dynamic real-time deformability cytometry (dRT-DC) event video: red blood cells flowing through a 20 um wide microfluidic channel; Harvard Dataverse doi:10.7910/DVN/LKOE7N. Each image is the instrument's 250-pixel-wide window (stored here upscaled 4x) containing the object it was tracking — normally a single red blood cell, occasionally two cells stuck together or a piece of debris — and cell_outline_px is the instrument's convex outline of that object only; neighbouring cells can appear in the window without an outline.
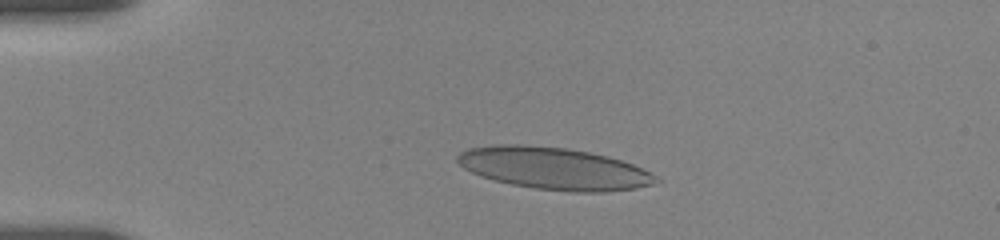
{"species": "human", "species_latin": "Homo sapiens", "temperature_condition": "room temperature", "stored_images_in_passage": 22, "camera_frame_rate_fps": 3000, "um_per_image_px": 0.085, "donor": {"sex": "female"}, "frame": {"image": 1, "passage_image": 6, "time_ms": 3.333, "image_size_px": [1000, 240], "cell_outline_px": [[664, 180], [652, 184], [636, 188], [604, 192], [572, 192], [536, 188], [512, 184], [480, 176], [464, 168], [456, 160], [456, 156], [460, 152], [468, 148], [492, 144], [528, 144], [568, 148], [608, 156], [632, 164]], "centroid_in_image_um": [47.07, 14.3], "position_along_channel_um": 37.9, "area_um2": 48.73}}
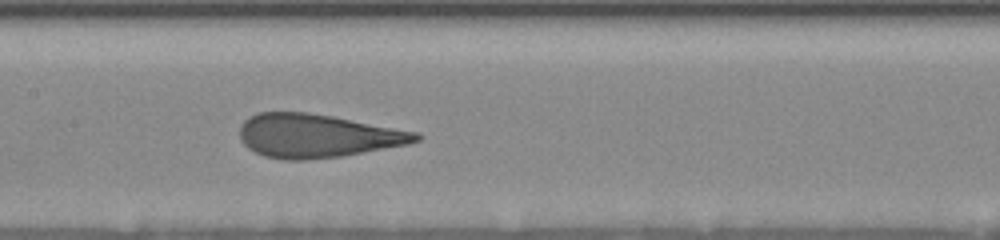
{"frame": {"image": 2, "passage_image": 16, "time_ms": 8.333, "image_size_px": [1000, 240], "cell_outline_px": [[424, 136], [420, 140], [408, 144], [340, 156], [308, 160], [284, 160], [264, 156], [248, 148], [240, 140], [240, 124], [248, 116], [260, 112], [308, 112], [332, 116], [420, 132]], "centroid_in_image_um": [26.96, 11.54], "position_along_channel_um": 180.4, "area_um2": 44.85}}
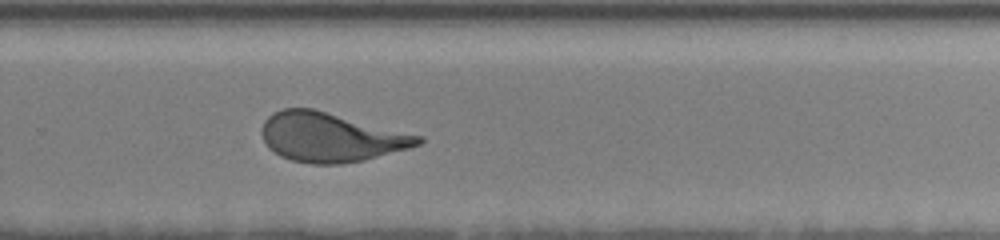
{"frame": {"image": 3, "passage_image": 22, "time_ms": 11.667, "image_size_px": [1000, 240], "cell_outline_px": [[424, 140], [420, 144], [408, 148], [364, 160], [340, 164], [312, 164], [292, 160], [280, 156], [268, 148], [260, 132], [260, 128], [264, 120], [272, 112], [284, 108], [312, 108], [424, 136]], "centroid_in_image_um": [28.08, 11.66], "position_along_channel_um": 301.7, "area_um2": 44.97}}